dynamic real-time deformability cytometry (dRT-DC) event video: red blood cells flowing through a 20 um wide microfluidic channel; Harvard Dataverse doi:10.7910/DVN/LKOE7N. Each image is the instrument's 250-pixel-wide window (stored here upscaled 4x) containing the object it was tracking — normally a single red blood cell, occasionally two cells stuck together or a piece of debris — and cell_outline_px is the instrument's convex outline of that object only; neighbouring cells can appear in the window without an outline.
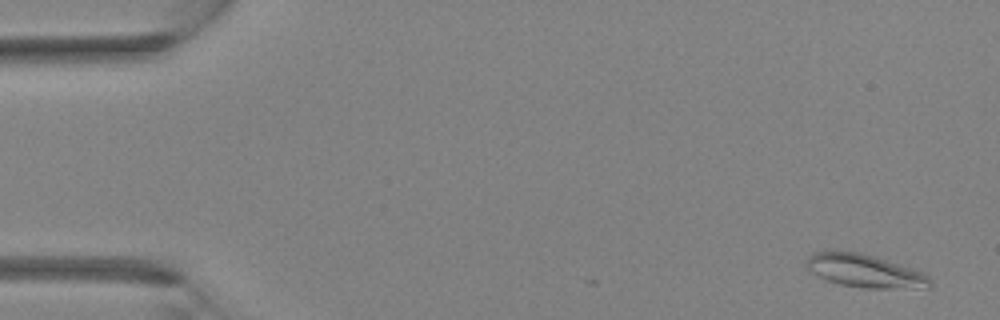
{"species": "Egyptian fruit bat (a non-hibernating species)", "species_latin": "Rousettus aegyptiacus", "temperature_condition": "room temperature", "stored_images_in_passage": 4, "camera_frame_rate_fps": 3000, "um_per_image_px": 0.085, "animal": {"sex": "female"}, "frame": {"image": 1, "passage_image": 1, "time_ms": 0.0, "image_size_px": [1000, 320], "cell_outline_px": [[932, 288], [864, 288], [840, 284], [828, 280], [812, 272], [804, 264], [804, 260], [808, 256], [816, 252], [828, 248], [860, 252], [920, 272], [928, 276], [932, 284]], "centroid_in_image_um": [73.42, 23.0], "position_along_channel_um": 11.6, "area_um2": 23.81}}
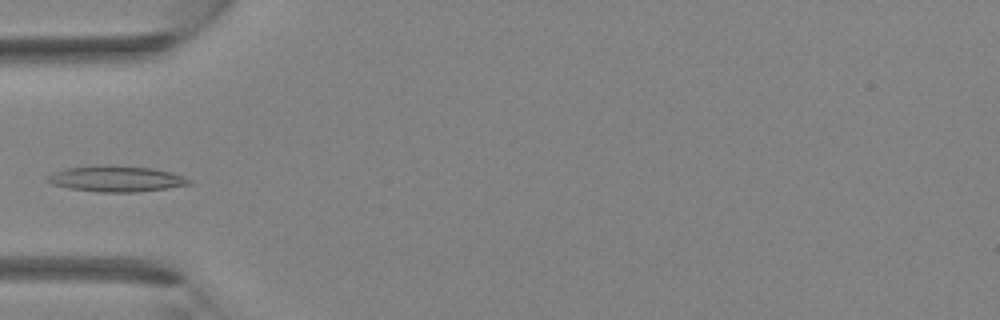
{"frame": {"image": 2, "passage_image": 4, "time_ms": 3.667, "image_size_px": [1000, 320], "cell_outline_px": [[192, 184], [168, 188], [136, 192], [100, 192], [68, 188], [52, 184], [44, 180], [52, 172], [64, 168], [100, 164], [152, 168], [172, 172], [184, 176], [192, 180]], "centroid_in_image_um": [9.86, 15.19], "position_along_channel_um": 75.1, "area_um2": 21.68}}